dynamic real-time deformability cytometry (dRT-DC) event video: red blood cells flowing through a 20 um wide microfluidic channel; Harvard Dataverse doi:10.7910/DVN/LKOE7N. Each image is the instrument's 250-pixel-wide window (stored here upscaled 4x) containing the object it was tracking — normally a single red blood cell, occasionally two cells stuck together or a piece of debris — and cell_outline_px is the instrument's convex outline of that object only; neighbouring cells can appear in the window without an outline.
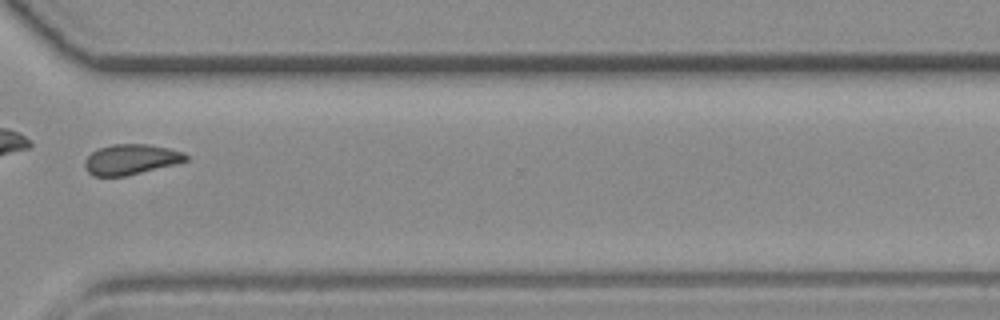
{"species": "common noctule bat (a hibernating species)", "species_latin": "Nyctalus noctula", "temperature_condition": "room temperature", "stored_images_in_passage": 26, "camera_frame_rate_fps": 3000, "um_per_image_px": 0.085, "animal": {"sex": "female", "body_mass_g": 19.3, "forearm_length_mm": 54.1}, "frame": {"image": 1, "passage_image": 19, "time_ms": 6.0, "image_size_px": [1000, 320], "cell_outline_px": [[188, 160], [176, 164], [124, 176], [92, 176], [84, 168], [84, 160], [92, 152], [100, 148], [112, 144], [148, 144], [168, 148], [184, 152], [188, 156]], "centroid_in_image_um": [11.12, 13.55], "position_along_channel_um": 359.5, "area_um2": 17.86}}